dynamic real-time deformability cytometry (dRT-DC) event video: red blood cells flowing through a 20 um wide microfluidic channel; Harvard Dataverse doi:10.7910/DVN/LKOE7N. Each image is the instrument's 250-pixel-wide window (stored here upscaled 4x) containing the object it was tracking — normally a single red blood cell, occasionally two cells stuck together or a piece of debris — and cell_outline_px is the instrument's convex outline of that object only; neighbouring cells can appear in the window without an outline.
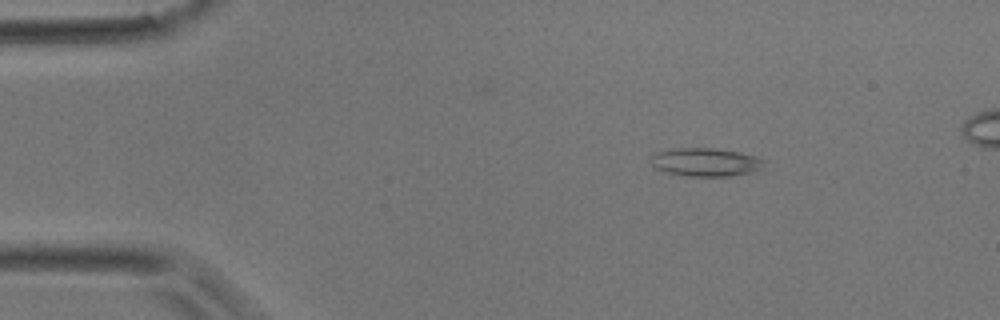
{"species": "common noctule bat (a hibernating species)", "species_latin": "Nyctalus noctula", "temperature_condition": "room temperature", "stored_images_in_passage": 38, "camera_frame_rate_fps": 3000, "um_per_image_px": 0.085, "animal": {"sex": "male", "body_mass_g": 17.9}, "frame": {"image": 1, "passage_image": 1, "time_ms": 0.0, "image_size_px": [1000, 320], "cell_outline_px": [[768, 160], [760, 168], [752, 172], [728, 176], [688, 176], [668, 172], [656, 168], [652, 164], [648, 156], [656, 152], [676, 148], [712, 148], [740, 152], [756, 156]], "centroid_in_image_um": [59.98, 13.77], "position_along_channel_um": 25.0, "area_um2": 18.73}}
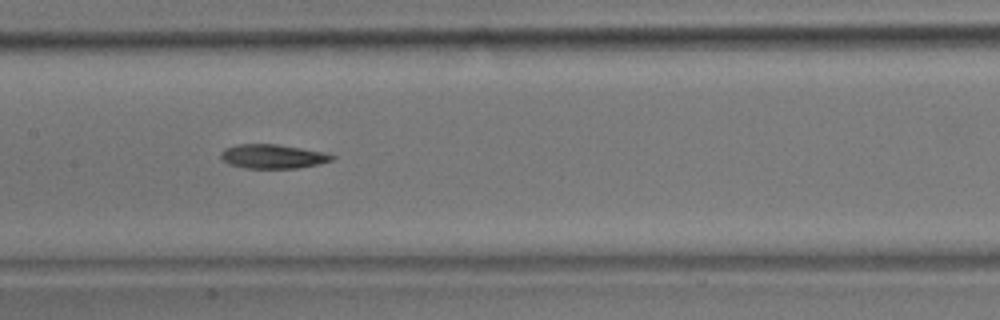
{"frame": {"image": 2, "passage_image": 16, "time_ms": 5.0, "image_size_px": [1000, 320], "cell_outline_px": [[336, 156], [332, 160], [320, 164], [296, 168], [244, 168], [228, 164], [220, 156], [220, 152], [224, 148], [236, 144], [276, 144], [324, 152]], "centroid_in_image_um": [23.16, 13.29], "position_along_channel_um": 184.2, "area_um2": 15.66}}
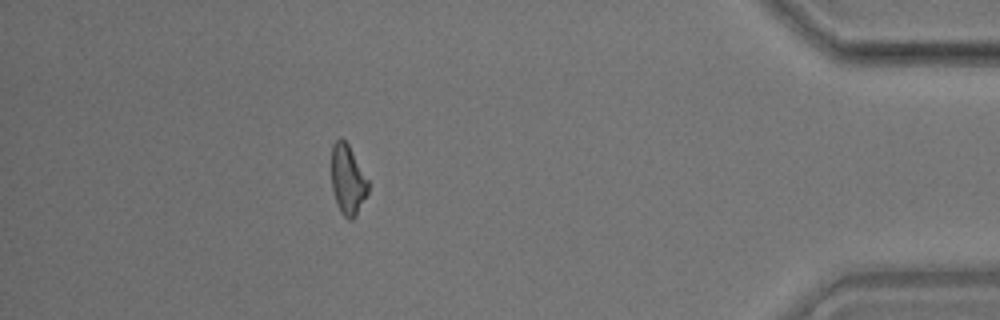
{"frame": {"image": 3, "passage_image": 34, "time_ms": 11.0, "image_size_px": [1000, 320], "cell_outline_px": [[368, 192], [356, 216], [352, 220], [348, 220], [340, 212], [336, 204], [332, 188], [332, 144], [340, 136], [348, 144], [368, 180]], "centroid_in_image_um": [29.55, 15.3], "position_along_channel_um": 405.7, "area_um2": 14.91}}